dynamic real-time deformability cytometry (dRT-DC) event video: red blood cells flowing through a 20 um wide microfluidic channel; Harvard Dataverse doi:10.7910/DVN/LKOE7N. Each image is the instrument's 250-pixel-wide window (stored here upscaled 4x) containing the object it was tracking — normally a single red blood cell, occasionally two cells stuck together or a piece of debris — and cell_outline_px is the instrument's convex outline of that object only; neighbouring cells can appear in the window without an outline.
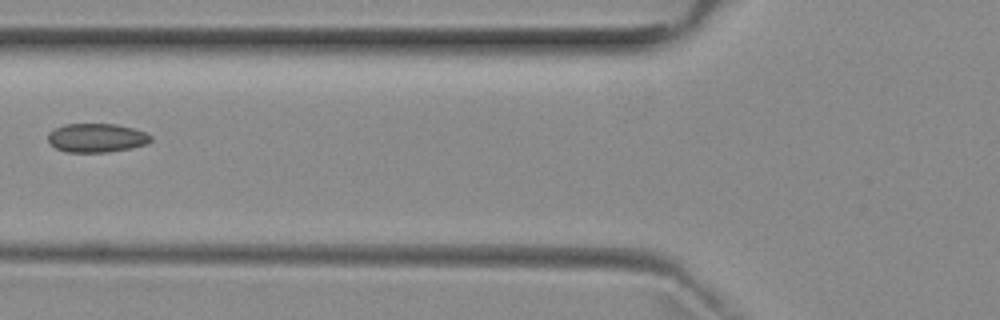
{"species": "common noctule bat (a hibernating species)", "species_latin": "Nyctalus noctula", "temperature_condition": "room temperature", "stored_images_in_passage": 6, "camera_frame_rate_fps": 3000, "um_per_image_px": 0.085, "animal": {"sex": "female", "body_mass_g": 29.2, "forearm_length_mm": 56.3}, "frame": {"image": 1, "passage_image": 5, "time_ms": 5.667, "image_size_px": [1000, 320], "cell_outline_px": [[152, 140], [148, 144], [132, 148], [108, 152], [64, 152], [48, 144], [48, 132], [64, 124], [116, 124], [132, 128], [144, 132], [152, 136]], "centroid_in_image_um": [8.2, 11.73], "position_along_channel_um": 117.6, "area_um2": 17.46}}
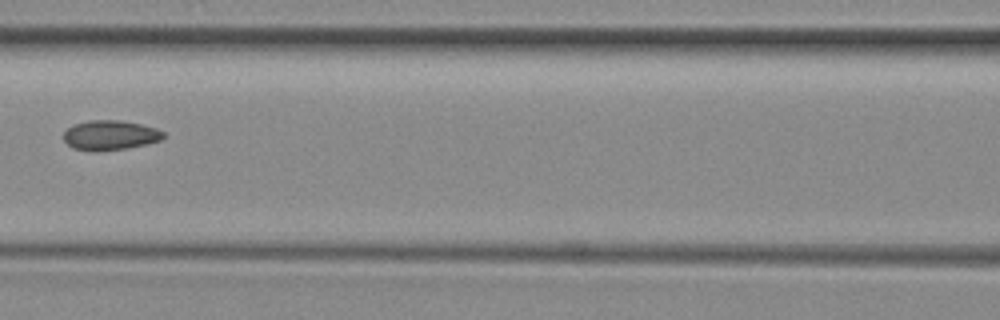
{"frame": {"image": 2, "passage_image": 6, "time_ms": 6.667, "image_size_px": [1000, 320], "cell_outline_px": [[164, 136], [160, 140], [144, 144], [124, 148], [96, 152], [72, 148], [64, 140], [64, 132], [72, 124], [88, 120], [120, 120], [140, 124], [156, 128], [164, 132]], "centroid_in_image_um": [9.32, 11.48], "position_along_channel_um": 157.3, "area_um2": 17.22}}